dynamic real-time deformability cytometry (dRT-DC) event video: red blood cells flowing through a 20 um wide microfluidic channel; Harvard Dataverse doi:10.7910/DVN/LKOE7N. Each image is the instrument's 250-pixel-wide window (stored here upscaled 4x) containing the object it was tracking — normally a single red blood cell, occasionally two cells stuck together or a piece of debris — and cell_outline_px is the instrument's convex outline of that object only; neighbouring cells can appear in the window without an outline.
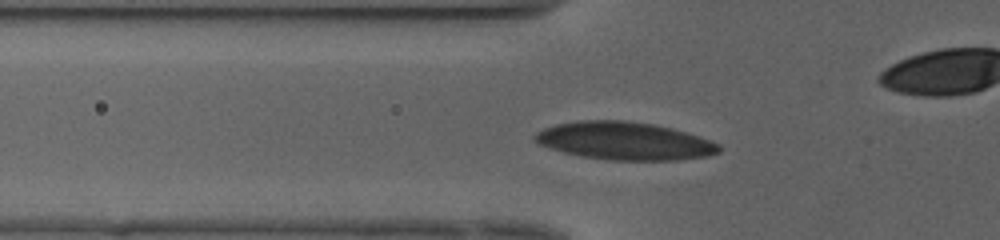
{"species": "human", "species_latin": "Homo sapiens", "temperature_condition": "cold", "stored_images_in_passage": 44, "camera_frame_rate_fps": 3000, "um_per_image_px": 0.085, "donor": {"sex": "female"}, "frame": {"image": 1, "passage_image": 10, "time_ms": 3.0, "image_size_px": [1000, 240], "cell_outline_px": [[720, 152], [708, 156], [676, 160], [612, 160], [584, 156], [564, 152], [536, 144], [532, 140], [532, 136], [536, 132], [544, 128], [556, 124], [580, 120], [624, 120], [652, 124], [672, 128], [700, 136], [720, 144]], "centroid_in_image_um": [53.07, 11.97], "position_along_channel_um": 72.7, "area_um2": 40.69}}
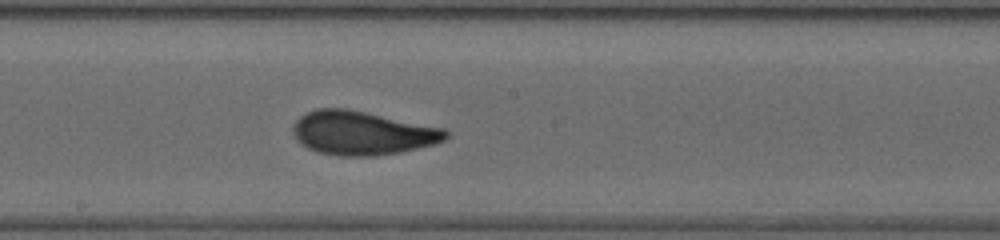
{"frame": {"image": 2, "passage_image": 21, "time_ms": 6.667, "image_size_px": [1000, 240], "cell_outline_px": [[448, 136], [444, 140], [432, 144], [400, 152], [372, 156], [340, 156], [320, 152], [308, 148], [296, 140], [292, 128], [296, 120], [300, 116], [316, 108], [348, 108], [444, 128], [448, 132]], "centroid_in_image_um": [30.77, 11.29], "position_along_channel_um": 217.4, "area_um2": 38.84}}
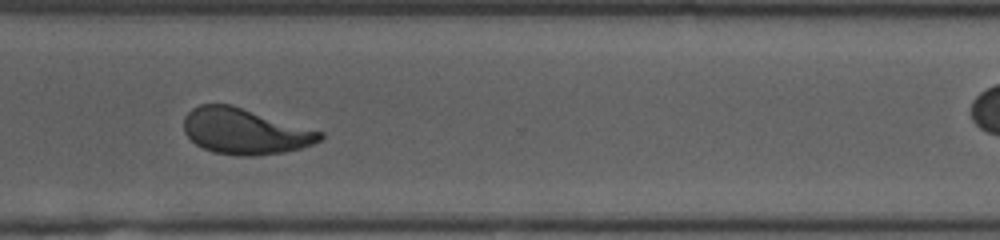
{"frame": {"image": 3, "passage_image": 31, "time_ms": 10.0, "image_size_px": [1000, 240], "cell_outline_px": [[324, 136], [320, 140], [312, 144], [300, 148], [284, 152], [252, 156], [236, 156], [212, 152], [196, 144], [184, 132], [184, 116], [192, 108], [200, 104], [232, 104], [324, 132]], "centroid_in_image_um": [20.81, 11.15], "position_along_channel_um": 349.8, "area_um2": 36.53}, "authors_computed_cell_mechanics": {"area_um2": 37.4833, "velocity_mm_per_s": 3.9801, "shape_relaxation_time_tau1_ms": 4.3982, "shape_relaxation_time_tau2_ms": 0.878, "deformation_change_tau1": 0.1584, "deformation_change_tau2": 0.0537}}